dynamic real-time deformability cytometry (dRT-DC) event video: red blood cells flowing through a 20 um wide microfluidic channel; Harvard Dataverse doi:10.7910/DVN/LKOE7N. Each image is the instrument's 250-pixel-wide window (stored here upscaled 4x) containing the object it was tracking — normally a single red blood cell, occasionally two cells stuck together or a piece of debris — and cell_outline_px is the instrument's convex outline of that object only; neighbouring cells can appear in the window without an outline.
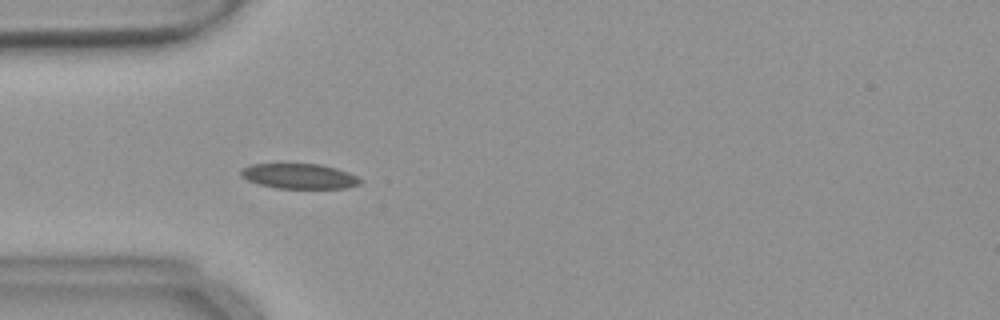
{"species": "common noctule bat (a hibernating species)", "species_latin": "Nyctalus noctula", "temperature_condition": "warm", "stored_images_in_passage": 53, "camera_frame_rate_fps": 3000, "um_per_image_px": 0.085, "animal": {"sex": "female", "body_mass_g": 18.4}, "frame": {"image": 1, "passage_image": 14, "time_ms": 4.333, "image_size_px": [1000, 320], "cell_outline_px": [[364, 180], [360, 184], [348, 188], [276, 188], [260, 184], [248, 180], [240, 176], [240, 168], [252, 164], [320, 164], [336, 168], [348, 172]], "centroid_in_image_um": [25.45, 14.97], "position_along_channel_um": 59.6, "area_um2": 17.51}}
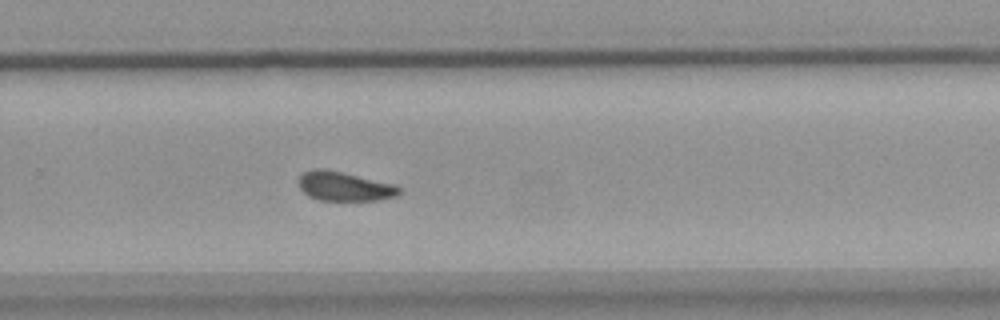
{"frame": {"image": 2, "passage_image": 34, "time_ms": 11.0, "image_size_px": [1000, 320], "cell_outline_px": [[400, 192], [396, 196], [380, 200], [320, 200], [308, 196], [296, 184], [296, 180], [304, 172], [312, 168], [324, 168], [396, 184], [400, 188]], "centroid_in_image_um": [29.24, 15.83], "position_along_channel_um": 300.6, "area_um2": 17.34}}
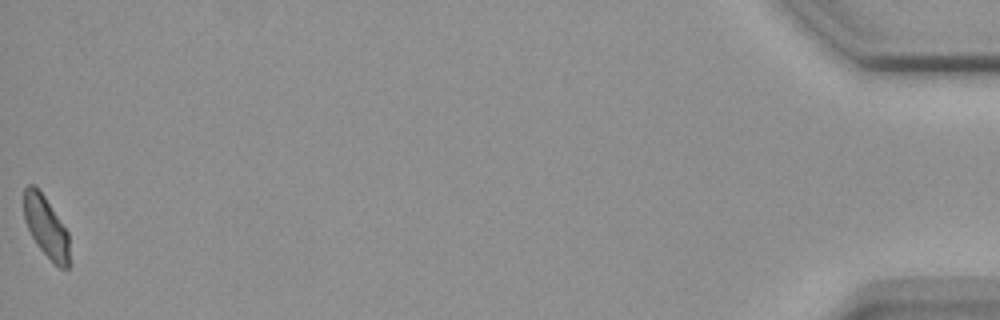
{"frame": {"image": 3, "passage_image": 53, "time_ms": 17.333, "image_size_px": [1000, 320], "cell_outline_px": [[68, 268], [60, 268], [36, 244], [24, 220], [24, 188], [28, 184], [32, 184], [44, 196], [68, 232]], "centroid_in_image_um": [3.89, 19.26], "position_along_channel_um": 431.3, "area_um2": 15.72}, "authors_computed_cell_mechanics": {"area_um2": 17.629, "velocity_mm_per_s": 3.6571, "shape_relaxation_time_tau1_ms": 5.9258, "shape_relaxation_time_tau2_ms": 1.6997, "deformation_change_tau1": 0.117, "deformation_change_tau2": 0.0435}}